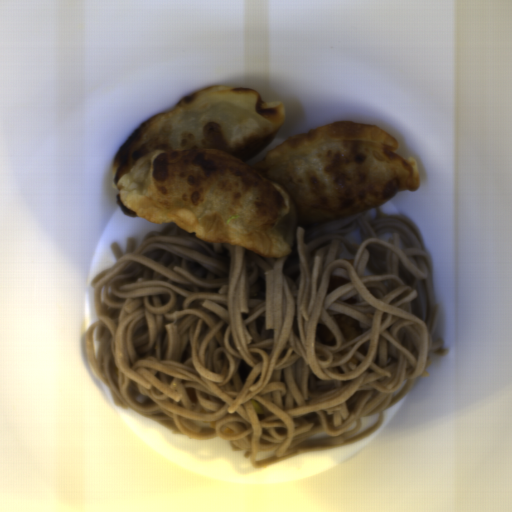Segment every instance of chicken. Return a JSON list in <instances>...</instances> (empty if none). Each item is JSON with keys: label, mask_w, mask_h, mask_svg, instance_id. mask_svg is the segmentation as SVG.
I'll list each match as a JSON object with an SVG mask.
<instances>
[{"label": "chicken", "mask_w": 512, "mask_h": 512, "mask_svg": "<svg viewBox=\"0 0 512 512\" xmlns=\"http://www.w3.org/2000/svg\"><path fill=\"white\" fill-rule=\"evenodd\" d=\"M333 320L347 340H352L363 333L359 320L350 315L333 314Z\"/></svg>", "instance_id": "1"}, {"label": "chicken", "mask_w": 512, "mask_h": 512, "mask_svg": "<svg viewBox=\"0 0 512 512\" xmlns=\"http://www.w3.org/2000/svg\"><path fill=\"white\" fill-rule=\"evenodd\" d=\"M315 334L317 338L326 345L337 344L335 334L324 324H317Z\"/></svg>", "instance_id": "2"}, {"label": "chicken", "mask_w": 512, "mask_h": 512, "mask_svg": "<svg viewBox=\"0 0 512 512\" xmlns=\"http://www.w3.org/2000/svg\"><path fill=\"white\" fill-rule=\"evenodd\" d=\"M350 282H351L350 279L333 274L329 279L325 294H329L333 291H336V290L344 287L345 285L349 284Z\"/></svg>", "instance_id": "3"}, {"label": "chicken", "mask_w": 512, "mask_h": 512, "mask_svg": "<svg viewBox=\"0 0 512 512\" xmlns=\"http://www.w3.org/2000/svg\"><path fill=\"white\" fill-rule=\"evenodd\" d=\"M185 392H186L191 403H194V404L197 403L198 397H197L196 389L194 387L185 388Z\"/></svg>", "instance_id": "4"}, {"label": "chicken", "mask_w": 512, "mask_h": 512, "mask_svg": "<svg viewBox=\"0 0 512 512\" xmlns=\"http://www.w3.org/2000/svg\"><path fill=\"white\" fill-rule=\"evenodd\" d=\"M357 350H358L359 354H361L363 356H366L367 353H368L369 348H368L367 345L361 344Z\"/></svg>", "instance_id": "5"}, {"label": "chicken", "mask_w": 512, "mask_h": 512, "mask_svg": "<svg viewBox=\"0 0 512 512\" xmlns=\"http://www.w3.org/2000/svg\"><path fill=\"white\" fill-rule=\"evenodd\" d=\"M342 302H344L346 304H352L353 305L354 303H356L358 301H357V299H353V298L350 297V298H348V299H346V300H344Z\"/></svg>", "instance_id": "6"}]
</instances>
